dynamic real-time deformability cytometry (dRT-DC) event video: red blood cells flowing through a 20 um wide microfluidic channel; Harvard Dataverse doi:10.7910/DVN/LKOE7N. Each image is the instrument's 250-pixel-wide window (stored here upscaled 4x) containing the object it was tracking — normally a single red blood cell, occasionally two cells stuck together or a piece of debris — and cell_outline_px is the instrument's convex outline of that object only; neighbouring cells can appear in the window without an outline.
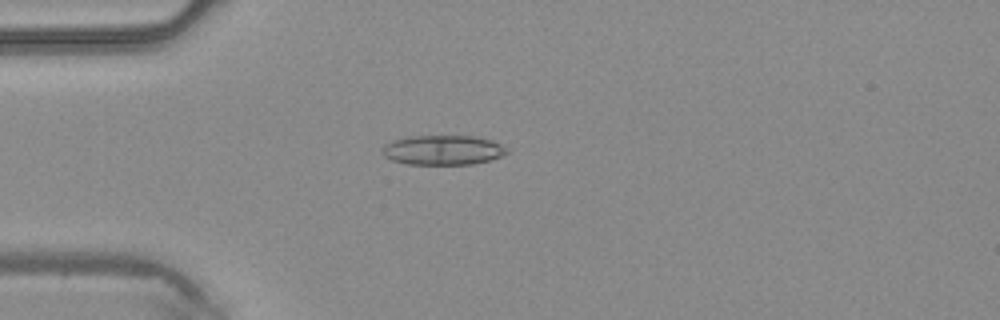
{"species": "common noctule bat (a hibernating species)", "species_latin": "Nyctalus noctula", "temperature_condition": "warm", "stored_images_in_passage": 4, "camera_frame_rate_fps": 3000, "um_per_image_px": 0.085, "animal": {"sex": "male", "body_mass_g": 20.4}, "frame": {"image": 1, "passage_image": 4, "time_ms": 1.0, "image_size_px": [1000, 320], "cell_outline_px": [[508, 152], [500, 156], [488, 160], [472, 164], [408, 164], [392, 160], [384, 156], [380, 152], [384, 144], [392, 140], [408, 136], [480, 136], [492, 140], [500, 144]], "centroid_in_image_um": [37.59, 12.74], "position_along_channel_um": 47.4, "area_um2": 21.56}}